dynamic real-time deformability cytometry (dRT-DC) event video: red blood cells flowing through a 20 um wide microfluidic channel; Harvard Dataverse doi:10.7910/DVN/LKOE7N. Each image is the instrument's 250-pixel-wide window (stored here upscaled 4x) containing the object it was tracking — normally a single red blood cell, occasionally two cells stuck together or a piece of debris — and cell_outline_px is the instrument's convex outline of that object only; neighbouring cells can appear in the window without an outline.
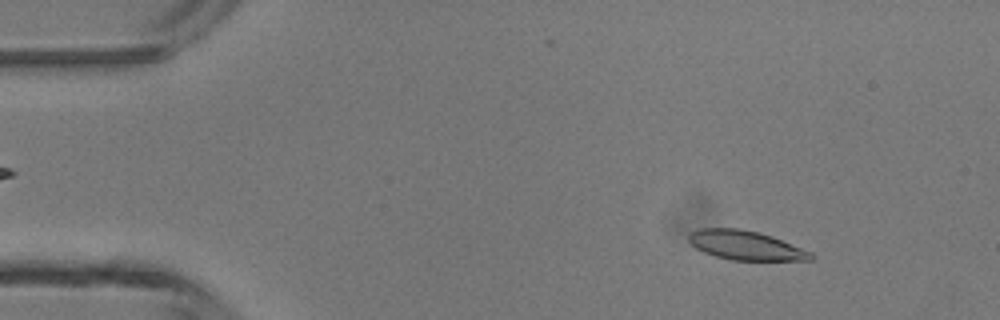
{"species": "common noctule bat (a hibernating species)", "species_latin": "Nyctalus noctula", "temperature_condition": "room temperature", "stored_images_in_passage": 47, "camera_frame_rate_fps": 3000, "um_per_image_px": 0.085, "animal": {"sex": "male", "body_mass_g": 13.3}, "frame": {"image": 1, "passage_image": 6, "time_ms": 1.667, "image_size_px": [1000, 320], "cell_outline_px": [[816, 256], [812, 260], [732, 260], [716, 256], [704, 252], [696, 248], [688, 240], [688, 236], [692, 232], [700, 228], [740, 228], [760, 232], [772, 236], [812, 252]], "centroid_in_image_um": [63.41, 20.85], "position_along_channel_um": 21.6, "area_um2": 20.81}}
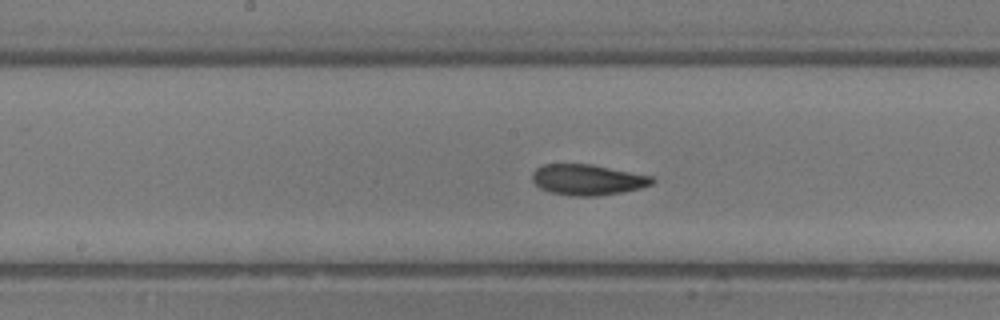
{"frame": {"image": 2, "passage_image": 24, "time_ms": 7.667, "image_size_px": [1000, 320], "cell_outline_px": [[656, 180], [652, 184], [640, 188], [620, 192], [596, 196], [568, 196], [548, 192], [540, 188], [532, 180], [532, 172], [536, 168], [544, 164], [592, 164], [652, 176]], "centroid_in_image_um": [49.92, 15.28], "position_along_channel_um": 198.3, "area_um2": 21.56}}
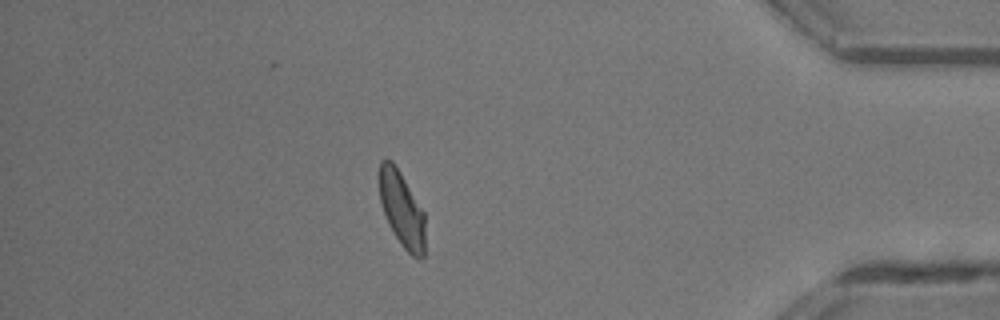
{"frame": {"image": 3, "passage_image": 41, "time_ms": 13.333, "image_size_px": [1000, 320], "cell_outline_px": [[424, 256], [412, 256], [404, 248], [388, 224], [380, 200], [380, 160], [392, 160], [400, 172], [424, 212]], "centroid_in_image_um": [34.15, 17.77], "position_along_channel_um": 401.0, "area_um2": 19.54}, "authors_computed_cell_mechanics": {"area_um2": 21.4438, "velocity_mm_per_s": 4.3491, "shape_relaxation_time_tau1_ms": 3.6388, "shape_relaxation_time_tau2_ms": 2.3023, "deformation_change_tau1": 0.1279, "deformation_change_tau2": 0.0856}}